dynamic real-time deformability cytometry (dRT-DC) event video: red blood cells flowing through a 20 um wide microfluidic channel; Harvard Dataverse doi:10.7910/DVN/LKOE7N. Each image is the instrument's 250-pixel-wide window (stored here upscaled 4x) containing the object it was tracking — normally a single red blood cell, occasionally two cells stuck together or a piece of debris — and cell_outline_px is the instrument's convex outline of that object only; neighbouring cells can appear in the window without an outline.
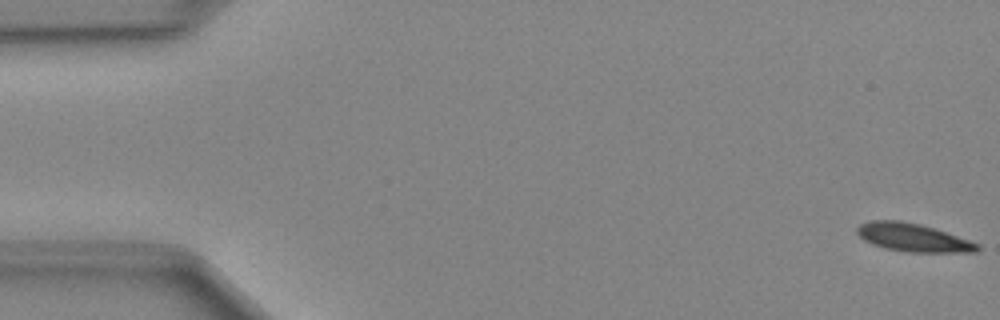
{"species": "Egyptian fruit bat (a non-hibernating species)", "species_latin": "Rousettus aegyptiacus", "temperature_condition": "cold", "stored_images_in_passage": 49, "camera_frame_rate_fps": 3000, "um_per_image_px": 0.085, "animal": {"sex": "female"}, "frame": {"image": 1, "passage_image": 1, "time_ms": 0.0, "image_size_px": [1000, 320], "cell_outline_px": [[980, 248], [976, 252], [908, 252], [884, 248], [872, 244], [864, 240], [856, 232], [856, 228], [860, 224], [868, 220], [900, 220], [920, 224], [936, 228], [980, 244]], "centroid_in_image_um": [77.59, 20.18], "position_along_channel_um": 7.4, "area_um2": 19.88}}
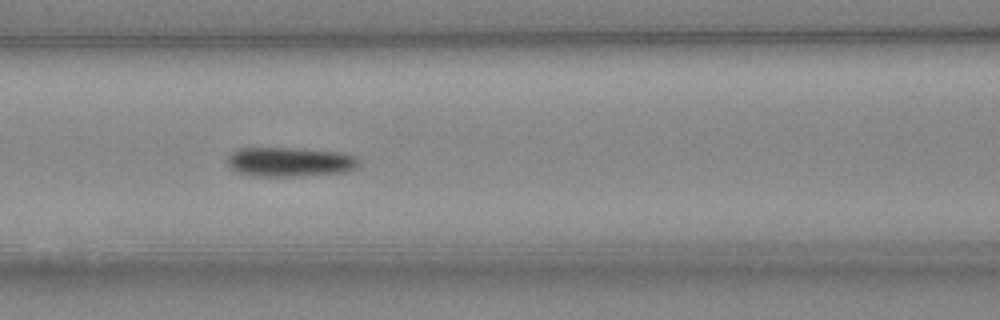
{"frame": {"image": 2, "passage_image": 21, "time_ms": 6.667, "image_size_px": [1000, 320], "cell_outline_px": [[360, 168], [348, 172], [300, 176], [252, 176], [228, 168], [228, 156], [232, 152], [240, 148], [300, 148], [344, 152], [356, 156], [360, 160]], "centroid_in_image_um": [24.73, 13.76], "position_along_channel_um": 141.9, "area_um2": 23.06}}
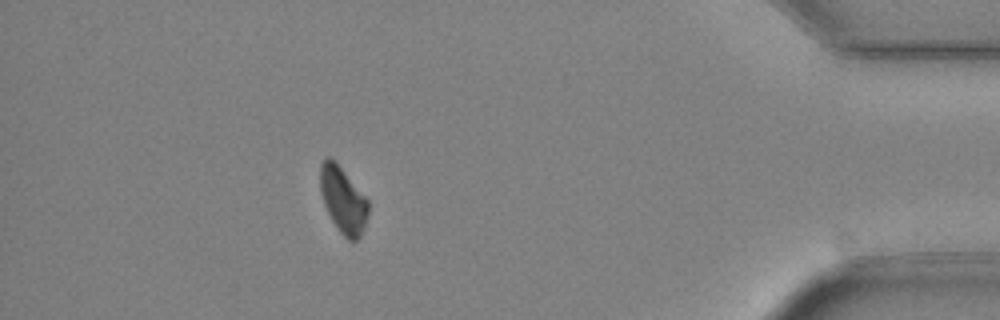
{"frame": {"image": 3, "passage_image": 44, "time_ms": 14.333, "image_size_px": [1000, 320], "cell_outline_px": [[368, 212], [364, 228], [360, 236], [356, 240], [348, 240], [340, 232], [332, 220], [324, 204], [320, 192], [320, 164], [328, 156], [336, 160], [368, 200]], "centroid_in_image_um": [29.15, 16.96], "position_along_channel_um": 406.1, "area_um2": 18.5}}